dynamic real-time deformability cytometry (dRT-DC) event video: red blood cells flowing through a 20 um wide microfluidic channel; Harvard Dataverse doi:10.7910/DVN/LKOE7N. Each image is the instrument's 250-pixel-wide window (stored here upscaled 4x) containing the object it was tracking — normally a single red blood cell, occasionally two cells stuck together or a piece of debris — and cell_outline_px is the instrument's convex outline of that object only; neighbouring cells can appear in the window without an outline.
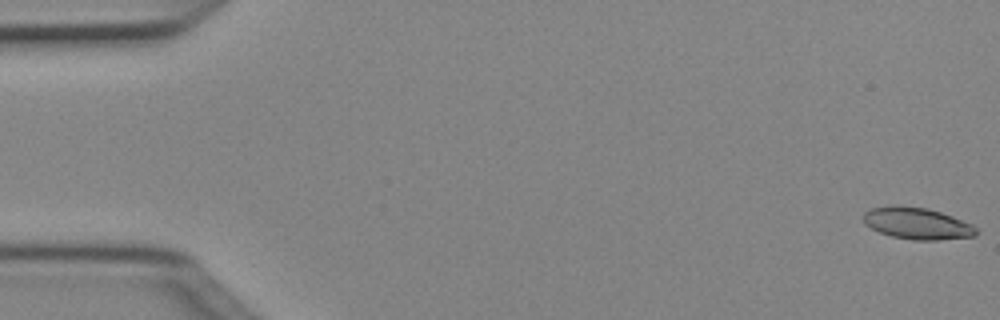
{"species": "Egyptian fruit bat (a non-hibernating species)", "species_latin": "Rousettus aegyptiacus", "temperature_condition": "cold", "stored_images_in_passage": 50, "camera_frame_rate_fps": 3000, "um_per_image_px": 0.085, "animal": {"sex": "female"}, "frame": {"image": 1, "passage_image": 1, "time_ms": 0.0, "image_size_px": [1000, 320], "cell_outline_px": [[980, 232], [976, 236], [936, 240], [912, 240], [892, 236], [880, 232], [864, 224], [864, 212], [872, 208], [896, 204], [900, 204], [928, 208], [952, 216], [972, 224]], "centroid_in_image_um": [77.97, 18.98], "position_along_channel_um": 7.0, "area_um2": 21.04}}
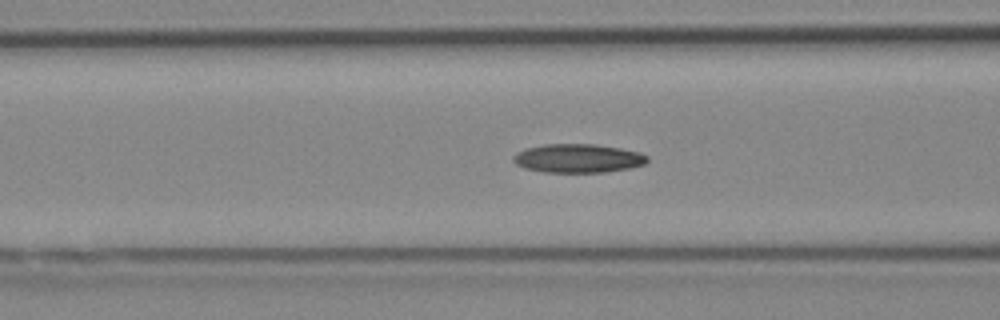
{"frame": {"image": 2, "passage_image": 20, "time_ms": 6.333, "image_size_px": [1000, 320], "cell_outline_px": [[648, 160], [644, 164], [628, 168], [608, 172], [544, 172], [524, 168], [516, 164], [512, 160], [512, 156], [516, 152], [524, 148], [544, 144], [596, 144], [620, 148], [640, 152], [648, 156]], "centroid_in_image_um": [49.1, 13.45], "position_along_channel_um": 117.5, "area_um2": 22.6}}
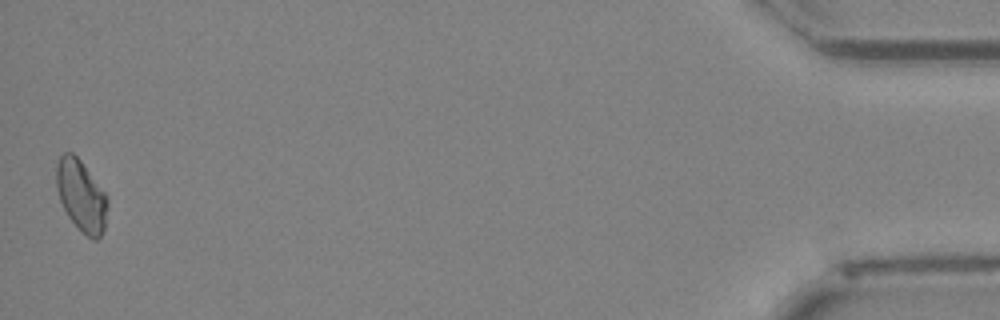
{"frame": {"image": 3, "passage_image": 50, "time_ms": 16.333, "image_size_px": [1000, 320], "cell_outline_px": [[108, 204], [104, 228], [100, 236], [96, 240], [92, 240], [68, 216], [60, 200], [56, 188], [56, 164], [60, 156], [64, 152], [72, 152], [80, 160], [108, 196]], "centroid_in_image_um": [6.9, 16.6], "position_along_channel_um": 428.3, "area_um2": 21.04}, "authors_computed_cell_mechanics": {"area_um2": 21.3282, "velocity_mm_per_s": 4.0437, "shape_relaxation_time_tau1_ms": null, "shape_relaxation_time_tau2_ms": 7.6356, "deformation_change_tau1": null, "deformation_change_tau2": 0.1542}}